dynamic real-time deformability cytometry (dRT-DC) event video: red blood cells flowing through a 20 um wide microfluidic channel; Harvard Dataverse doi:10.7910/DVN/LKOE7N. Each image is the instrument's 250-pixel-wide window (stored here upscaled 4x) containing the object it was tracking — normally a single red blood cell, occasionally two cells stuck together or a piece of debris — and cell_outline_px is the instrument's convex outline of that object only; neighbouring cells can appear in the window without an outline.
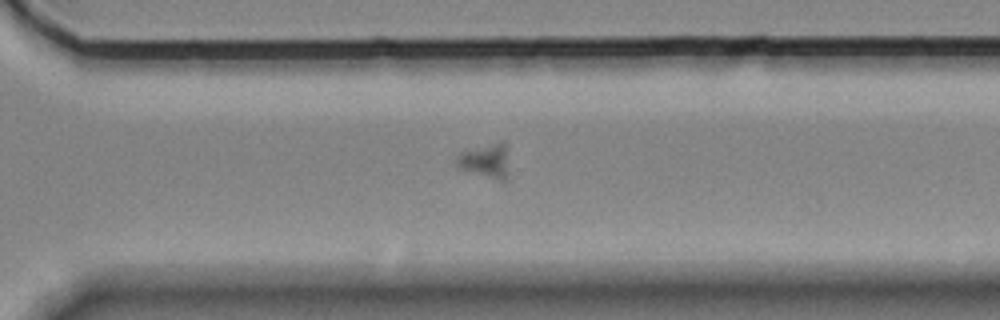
{"species": "Egyptian fruit bat (a non-hibernating species)", "species_latin": "Rousettus aegyptiacus", "temperature_condition": "room temperature", "stored_images_in_passage": 40, "camera_frame_rate_fps": 3000, "um_per_image_px": 0.085, "animal": {"sex": "female"}, "frame": {"image": 1, "passage_image": 25, "time_ms": 8.0, "image_size_px": [1000, 320], "cell_outline_px": [[508, 180], [500, 180], [460, 168], [456, 164], [456, 156], [460, 152], [504, 140], [508, 148]], "centroid_in_image_um": [41.34, 13.64], "position_along_channel_um": 329.3, "area_um2": 10.46}}